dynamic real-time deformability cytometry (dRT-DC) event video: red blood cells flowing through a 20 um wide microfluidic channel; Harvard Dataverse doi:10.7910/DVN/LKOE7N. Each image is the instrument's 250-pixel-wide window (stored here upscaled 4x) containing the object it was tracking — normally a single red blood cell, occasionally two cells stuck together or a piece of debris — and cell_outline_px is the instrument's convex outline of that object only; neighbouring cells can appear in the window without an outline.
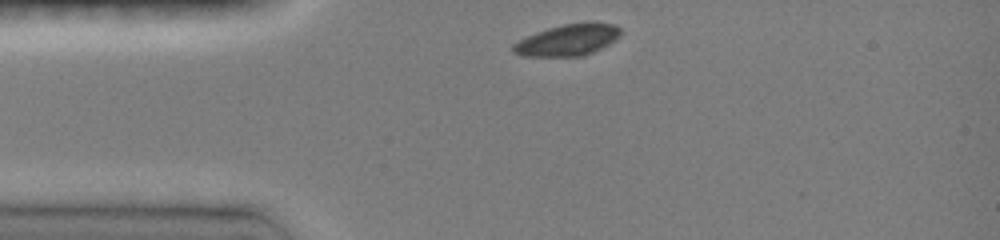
{"species": "common noctule bat (a hibernating species)", "species_latin": "Nyctalus noctula", "temperature_condition": "room temperature", "stored_images_in_passage": 6, "camera_frame_rate_fps": 3000, "um_per_image_px": 0.085, "animal": {"sex": "female", "body_mass_g": 19.0, "forearm_length_mm": 51.5}, "frame": {"image": 1, "passage_image": 1, "time_ms": 0.0, "image_size_px": [1000, 240], "cell_outline_px": [[620, 36], [608, 44], [584, 56], [524, 56], [512, 52], [512, 44], [536, 32], [548, 28], [564, 24], [588, 20], [592, 20], [616, 24], [620, 28]], "centroid_in_image_um": [48.3, 3.36], "position_along_channel_um": 36.7, "area_um2": 19.94}}